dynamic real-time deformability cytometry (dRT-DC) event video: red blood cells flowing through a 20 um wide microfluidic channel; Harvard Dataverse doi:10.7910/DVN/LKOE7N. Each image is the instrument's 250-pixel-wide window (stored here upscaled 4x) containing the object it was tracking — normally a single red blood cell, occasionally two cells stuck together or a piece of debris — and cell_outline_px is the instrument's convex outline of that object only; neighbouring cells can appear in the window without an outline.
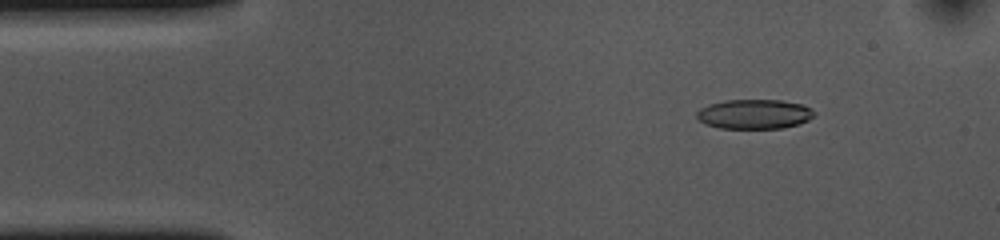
{"species": "common noctule bat (a hibernating species)", "species_latin": "Nyctalus noctula", "temperature_condition": "cold", "stored_images_in_passage": 53, "camera_frame_rate_fps": 3000, "um_per_image_px": 0.085, "animal": {"sex": "female", "body_mass_g": 10.0, "forearm_length_mm": 53.1}, "frame": {"image": 1, "passage_image": 6, "time_ms": 1.667, "image_size_px": [1000, 240], "cell_outline_px": [[816, 112], [808, 120], [800, 124], [784, 128], [720, 128], [704, 124], [696, 116], [696, 112], [700, 108], [708, 104], [724, 100], [780, 100], [804, 104], [812, 108]], "centroid_in_image_um": [64.13, 9.69], "position_along_channel_um": 20.9, "area_um2": 20.46}}
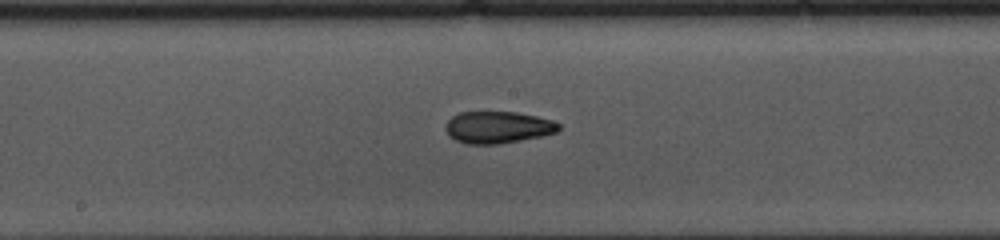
{"frame": {"image": 2, "passage_image": 26, "time_ms": 8.333, "image_size_px": [1000, 240], "cell_outline_px": [[560, 128], [556, 132], [544, 136], [500, 144], [468, 144], [456, 140], [448, 136], [444, 128], [448, 120], [452, 116], [460, 112], [516, 112], [536, 116], [552, 120], [560, 124]], "centroid_in_image_um": [42.31, 10.83], "position_along_channel_um": 205.9, "area_um2": 21.21}}
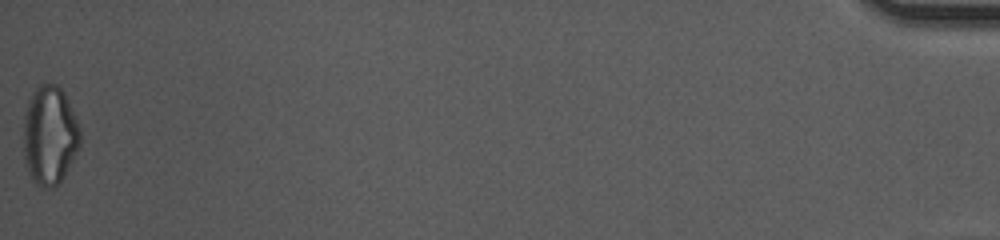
{"frame": {"image": 3, "passage_image": 53, "time_ms": 17.333, "image_size_px": [1000, 240], "cell_outline_px": [[80, 144], [64, 176], [52, 188], [44, 188], [36, 184], [32, 180], [28, 172], [24, 160], [24, 116], [28, 100], [32, 92], [40, 84], [56, 84], [64, 92], [80, 128]], "centroid_in_image_um": [4.2, 11.5], "position_along_channel_um": 431.0, "area_um2": 32.54}, "authors_computed_cell_mechanics": {"area_um2": 21.3282, "velocity_mm_per_s": 3.6713, "shape_relaxation_time_tau1_ms": 4.1684, "shape_relaxation_time_tau2_ms": 4.3223, "deformation_change_tau1": 0.1634, "deformation_change_tau2": 0.1279}}